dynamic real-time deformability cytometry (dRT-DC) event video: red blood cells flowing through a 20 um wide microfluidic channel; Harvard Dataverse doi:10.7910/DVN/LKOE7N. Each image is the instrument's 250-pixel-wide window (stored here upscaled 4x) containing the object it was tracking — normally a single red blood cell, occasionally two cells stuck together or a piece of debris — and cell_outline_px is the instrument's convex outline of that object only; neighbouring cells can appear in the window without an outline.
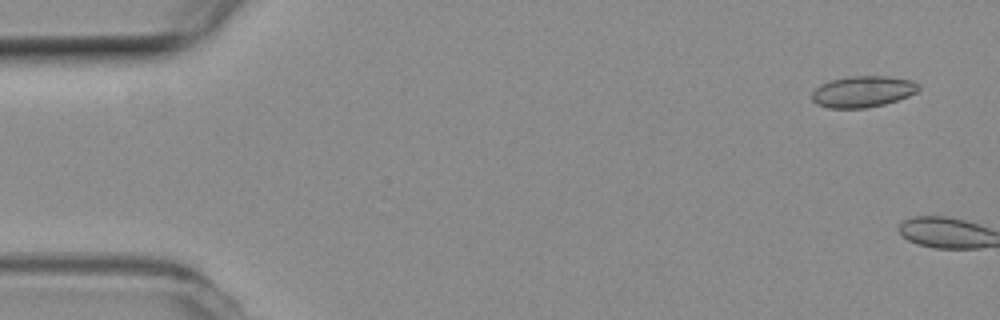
{"species": "common noctule bat (a hibernating species)", "species_latin": "Nyctalus noctula", "temperature_condition": "room temperature", "stored_images_in_passage": 3, "camera_frame_rate_fps": 3000, "um_per_image_px": 0.085, "animal": {"sex": "female", "body_mass_g": 19.3, "forearm_length_mm": 54.1}, "frame": {"image": 1, "passage_image": 2, "time_ms": 0.333, "image_size_px": [1000, 320], "cell_outline_px": [[920, 88], [916, 92], [908, 96], [884, 104], [868, 108], [828, 108], [816, 104], [812, 100], [812, 92], [820, 84], [832, 80], [848, 76], [888, 76], [912, 80], [920, 84]], "centroid_in_image_um": [73.34, 7.78], "position_along_channel_um": 11.7, "area_um2": 19.54}}